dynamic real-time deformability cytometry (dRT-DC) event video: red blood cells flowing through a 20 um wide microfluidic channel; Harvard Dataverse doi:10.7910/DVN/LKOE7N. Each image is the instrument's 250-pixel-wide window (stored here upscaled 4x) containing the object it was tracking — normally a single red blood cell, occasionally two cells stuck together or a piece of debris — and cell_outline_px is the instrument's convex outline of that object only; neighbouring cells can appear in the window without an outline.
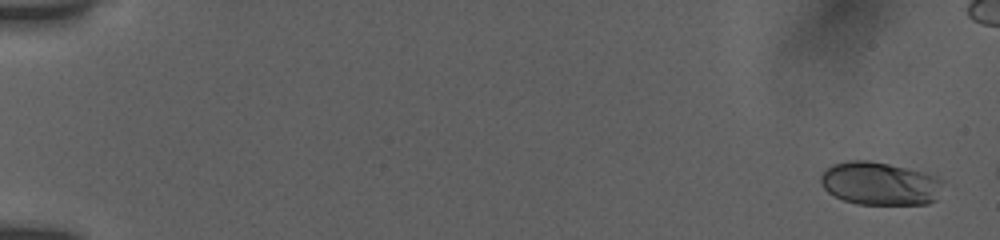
{"species": "human", "species_latin": "Homo sapiens", "temperature_condition": "room temperature", "stored_images_in_passage": 8, "camera_frame_rate_fps": 3000, "um_per_image_px": 0.085, "donor": {"sex": "female"}, "frame": {"image": 1, "passage_image": 1, "time_ms": 0.0, "image_size_px": [1000, 240], "cell_outline_px": [[944, 180], [936, 200], [928, 204], [856, 204], [844, 200], [828, 192], [820, 184], [820, 176], [832, 164], [848, 160], [868, 160], [888, 164], [924, 172], [936, 176]], "centroid_in_image_um": [74.79, 15.6], "position_along_channel_um": 10.2, "area_um2": 30.75}}